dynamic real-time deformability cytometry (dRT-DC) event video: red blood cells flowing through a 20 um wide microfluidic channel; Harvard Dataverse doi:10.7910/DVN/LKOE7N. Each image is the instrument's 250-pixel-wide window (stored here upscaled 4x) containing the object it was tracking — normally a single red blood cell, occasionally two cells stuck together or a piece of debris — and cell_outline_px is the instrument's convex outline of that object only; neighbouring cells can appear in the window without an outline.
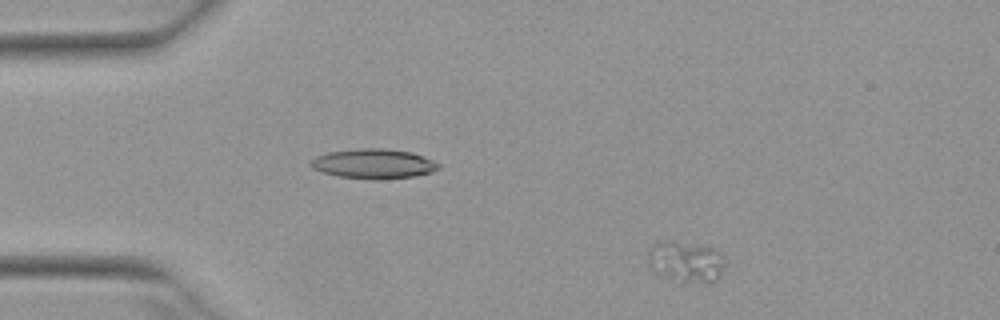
{"species": "Egyptian fruit bat (a non-hibernating species)", "species_latin": "Rousettus aegyptiacus", "temperature_condition": "warm", "stored_images_in_passage": 47, "camera_frame_rate_fps": 3000, "um_per_image_px": 0.085, "animal": {"sex": "female"}, "frame": {"image": 1, "passage_image": 3, "time_ms": 0.667, "image_size_px": [1000, 320], "cell_outline_px": [[724, 264], [716, 280], [712, 284], [680, 284], [652, 272], [648, 264], [648, 252], [656, 244], [664, 240], [672, 240], [712, 248], [720, 256]], "centroid_in_image_um": [58.23, 22.32], "position_along_channel_um": 26.8, "area_um2": 18.73}}
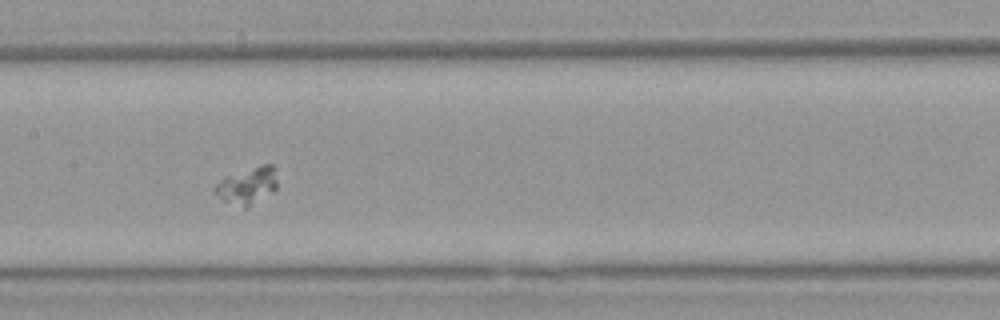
{"frame": {"image": 2, "passage_image": 21, "time_ms": 6.667, "image_size_px": [1000, 320], "cell_outline_px": [[276, 188], [272, 192], [248, 208], [244, 208], [224, 200], [212, 192], [212, 188], [224, 176], [260, 164], [272, 164], [276, 168]], "centroid_in_image_um": [21.02, 15.76], "position_along_channel_um": 186.4, "area_um2": 13.64}}
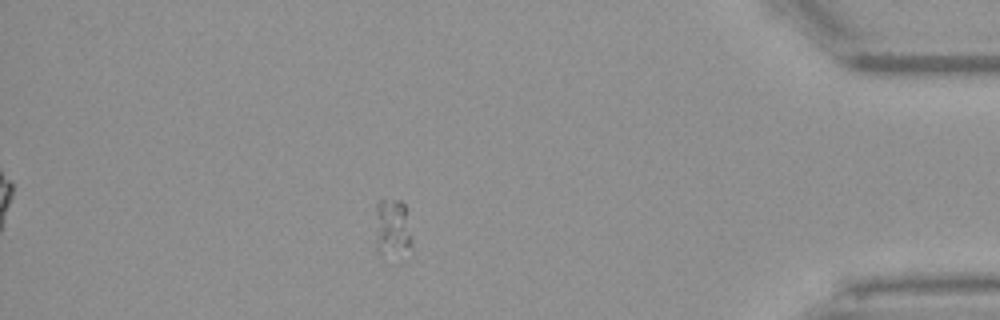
{"frame": {"image": 3, "passage_image": 41, "time_ms": 13.333, "image_size_px": [1000, 320], "cell_outline_px": [[412, 244], [380, 256], [376, 248], [376, 204], [380, 196], [400, 200], [404, 204], [412, 236]], "centroid_in_image_um": [33.29, 19.21], "position_along_channel_um": 401.9, "area_um2": 12.14}}